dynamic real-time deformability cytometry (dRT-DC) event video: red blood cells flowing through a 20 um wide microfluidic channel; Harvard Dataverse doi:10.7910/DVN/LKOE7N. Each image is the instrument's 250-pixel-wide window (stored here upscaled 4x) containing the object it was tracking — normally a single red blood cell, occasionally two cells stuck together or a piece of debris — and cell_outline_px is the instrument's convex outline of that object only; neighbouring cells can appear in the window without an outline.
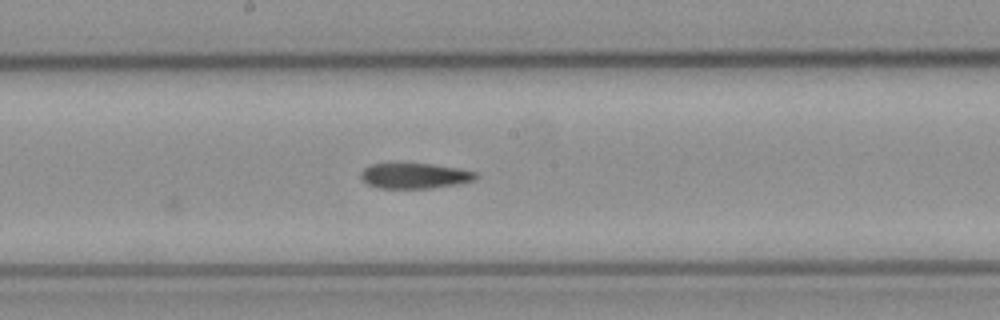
{"species": "common noctule bat (a hibernating species)", "species_latin": "Nyctalus noctula", "temperature_condition": "cold", "stored_images_in_passage": 23, "camera_frame_rate_fps": 3000, "um_per_image_px": 0.085, "animal": {"sex": "female", "body_mass_g": 21.9}, "frame": {"image": 1, "passage_image": 23, "time_ms": 7.333, "image_size_px": [1000, 320], "cell_outline_px": [[480, 176], [476, 180], [456, 184], [432, 188], [376, 188], [368, 184], [360, 176], [360, 172], [364, 168], [372, 164], [432, 164], [460, 168], [476, 172]], "centroid_in_image_um": [35.29, 14.95], "position_along_channel_um": 212.9, "area_um2": 17.05}}